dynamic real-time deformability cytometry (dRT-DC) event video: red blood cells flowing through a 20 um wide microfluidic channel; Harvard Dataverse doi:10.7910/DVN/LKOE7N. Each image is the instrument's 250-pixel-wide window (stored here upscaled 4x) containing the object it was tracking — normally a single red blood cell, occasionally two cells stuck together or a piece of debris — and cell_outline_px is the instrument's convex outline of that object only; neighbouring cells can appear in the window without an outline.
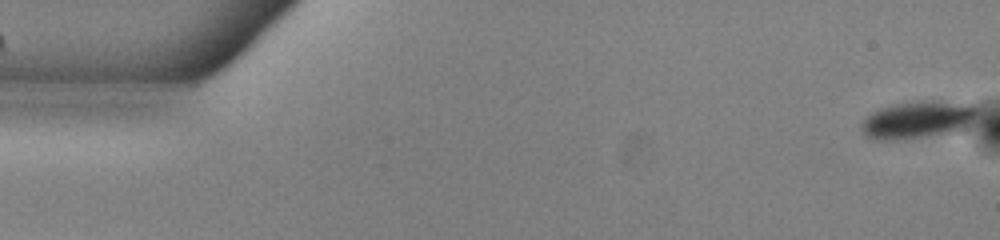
{"species": "common noctule bat (a hibernating species)", "species_latin": "Nyctalus noctula", "temperature_condition": "warm", "stored_images_in_passage": 53, "camera_frame_rate_fps": 3000, "um_per_image_px": 0.085, "animal": {"sex": "male", "body_mass_g": 13.0, "forearm_length_mm": 53.1}, "frame": {"image": 1, "passage_image": 1, "time_ms": 0.0, "image_size_px": [1000, 240], "cell_outline_px": [[976, 112], [960, 128], [952, 132], [928, 136], [900, 140], [872, 140], [864, 136], [860, 128], [860, 124], [864, 116], [880, 108], [896, 104], [920, 100], [932, 100], [972, 104], [976, 108]], "centroid_in_image_um": [77.84, 10.18], "position_along_channel_um": 7.2, "area_um2": 25.09}}
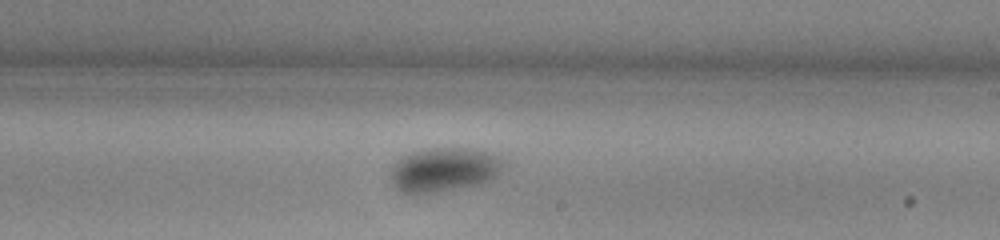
{"frame": {"image": 2, "passage_image": 31, "time_ms": 10.0, "image_size_px": [1000, 240], "cell_outline_px": [[504, 164], [500, 172], [496, 176], [488, 180], [476, 184], [416, 196], [412, 196], [400, 192], [392, 184], [392, 164], [400, 156], [408, 152], [420, 148], [472, 148], [488, 152], [500, 156], [504, 160]], "centroid_in_image_um": [37.67, 14.41], "position_along_channel_um": 251.3, "area_um2": 29.65}}
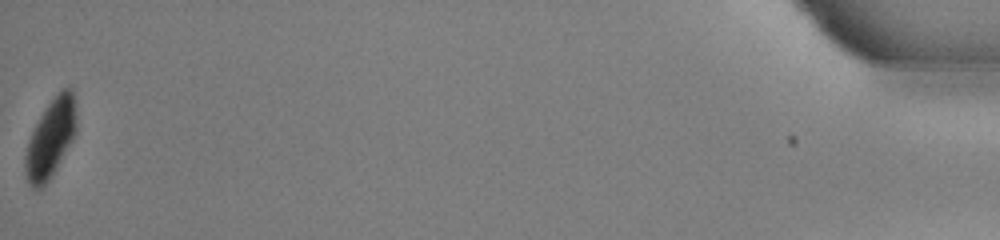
{"frame": {"image": 3, "passage_image": 53, "time_ms": 17.333, "image_size_px": [1000, 240], "cell_outline_px": [[76, 132], [72, 140], [44, 188], [32, 188], [28, 184], [24, 172], [24, 156], [28, 140], [44, 108], [60, 88], [68, 84], [72, 88], [76, 116]], "centroid_in_image_um": [4.28, 11.74], "position_along_channel_um": 430.9, "area_um2": 23.58}, "authors_computed_cell_mechanics": {"area_um2": 27.6284, "velocity_mm_per_s": 3.8756, "shape_relaxation_time_tau1_ms": 4.5783, "shape_relaxation_time_tau2_ms": 4.8787, "deformation_change_tau1": 0.0899, "deformation_change_tau2": 0.0365}}